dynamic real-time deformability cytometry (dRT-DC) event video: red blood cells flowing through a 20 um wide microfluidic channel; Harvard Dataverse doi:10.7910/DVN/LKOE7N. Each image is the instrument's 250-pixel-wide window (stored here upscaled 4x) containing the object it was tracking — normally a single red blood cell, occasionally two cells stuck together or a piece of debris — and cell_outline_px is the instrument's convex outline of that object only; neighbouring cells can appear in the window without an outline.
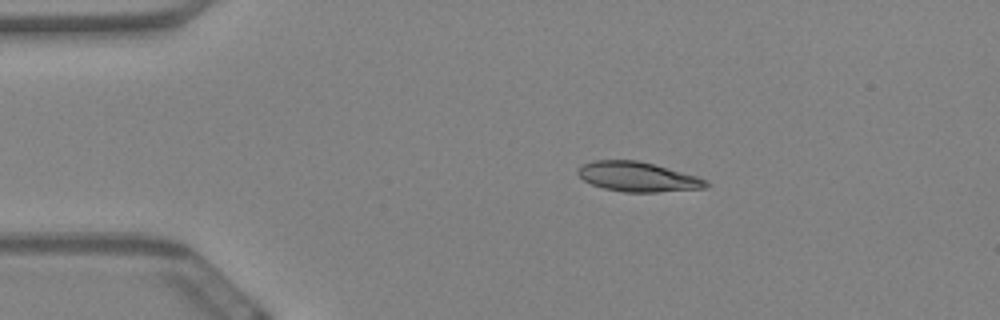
{"species": "Egyptian fruit bat (a non-hibernating species)", "species_latin": "Rousettus aegyptiacus", "temperature_condition": "warm", "stored_images_in_passage": 58, "camera_frame_rate_fps": 3000, "um_per_image_px": 0.085, "animal": {"sex": "female"}, "frame": {"image": 1, "passage_image": 10, "time_ms": 3.0, "image_size_px": [1000, 320], "cell_outline_px": [[712, 184], [704, 188], [656, 192], [624, 192], [604, 188], [592, 184], [584, 180], [576, 172], [584, 164], [592, 160], [636, 160], [652, 164], [696, 176], [708, 180]], "centroid_in_image_um": [54.22, 15.03], "position_along_channel_um": 30.8, "area_um2": 21.91}}
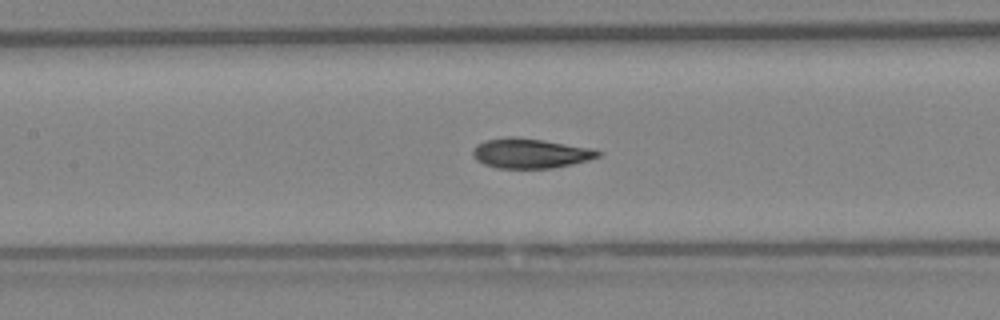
{"frame": {"image": 2, "passage_image": 26, "time_ms": 8.333, "image_size_px": [1000, 320], "cell_outline_px": [[604, 152], [600, 156], [588, 160], [572, 164], [552, 168], [496, 168], [484, 164], [476, 160], [472, 156], [472, 148], [476, 144], [484, 140], [508, 136], [516, 136], [544, 140], [592, 148]], "centroid_in_image_um": [45.05, 13.02], "position_along_channel_um": 162.3, "area_um2": 22.08}}
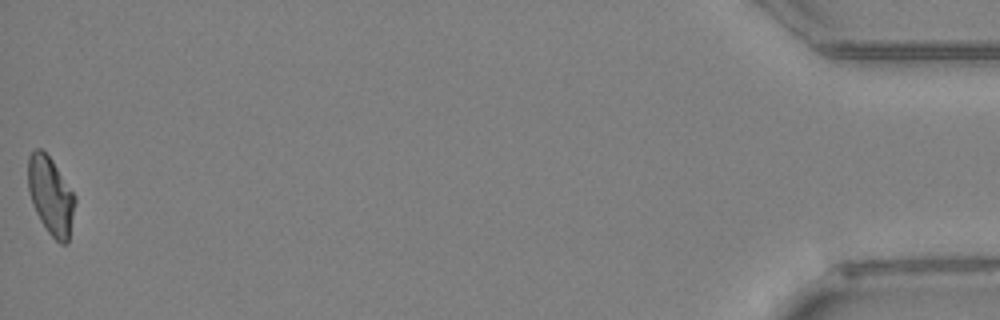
{"frame": {"image": 3, "passage_image": 58, "time_ms": 19.0, "image_size_px": [1000, 320], "cell_outline_px": [[76, 200], [68, 244], [60, 244], [48, 232], [40, 220], [32, 204], [28, 192], [28, 156], [36, 148], [40, 148], [52, 160], [76, 196]], "centroid_in_image_um": [4.31, 16.65], "position_along_channel_um": 430.9, "area_um2": 21.33}, "authors_computed_cell_mechanics": {"area_um2": 21.7328, "velocity_mm_per_s": 3.4466, "shape_relaxation_time_tau1_ms": 7.7401, "shape_relaxation_time_tau2_ms": 2.1752, "deformation_change_tau1": 0.1953, "deformation_change_tau2": 0.0705}}